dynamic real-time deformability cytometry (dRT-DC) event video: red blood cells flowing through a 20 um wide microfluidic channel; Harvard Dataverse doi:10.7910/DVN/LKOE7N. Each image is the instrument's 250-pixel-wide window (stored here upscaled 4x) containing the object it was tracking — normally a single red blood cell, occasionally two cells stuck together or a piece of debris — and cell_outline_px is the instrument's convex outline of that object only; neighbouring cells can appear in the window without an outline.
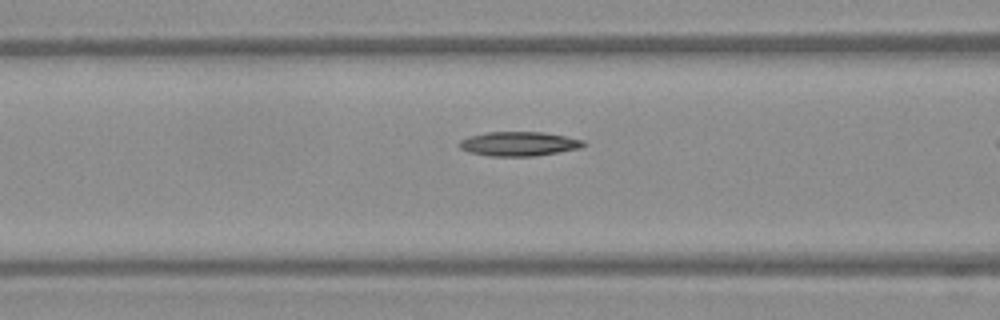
{"species": "Egyptian fruit bat (a non-hibernating species)", "species_latin": "Rousettus aegyptiacus", "temperature_condition": "warm", "stored_images_in_passage": 33, "camera_frame_rate_fps": 3000, "um_per_image_px": 0.085, "frame": {"image": 1, "passage_image": 13, "time_ms": 4.0, "image_size_px": [1000, 320], "cell_outline_px": [[584, 144], [580, 148], [536, 156], [488, 156], [468, 152], [460, 148], [460, 140], [468, 136], [488, 132], [544, 132], [584, 140]], "centroid_in_image_um": [44.07, 12.23], "position_along_channel_um": 122.5, "area_um2": 17.51}}
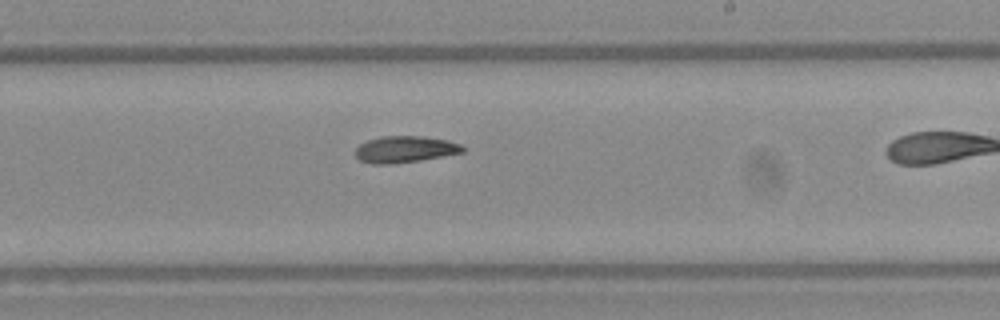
{"frame": {"image": 2, "passage_image": 23, "time_ms": 7.333, "image_size_px": [1000, 320], "cell_outline_px": [[464, 152], [420, 160], [392, 164], [372, 164], [360, 160], [352, 152], [360, 144], [368, 140], [384, 136], [424, 136], [448, 140], [460, 144], [464, 148]], "centroid_in_image_um": [34.39, 12.69], "position_along_channel_um": 254.6, "area_um2": 16.65}}
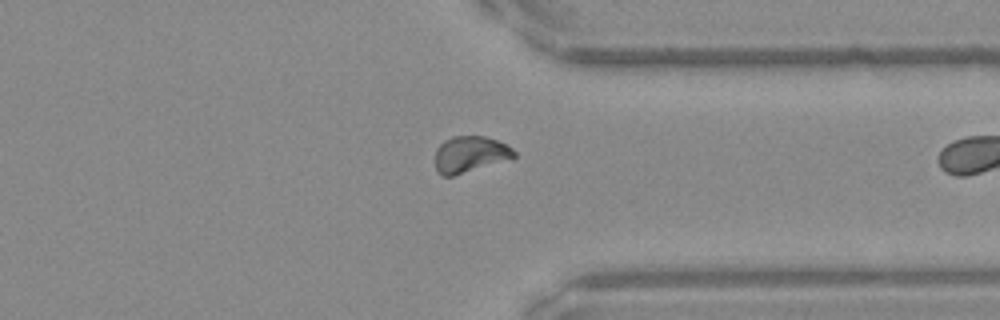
{"frame": {"image": 3, "passage_image": 32, "time_ms": 10.333, "image_size_px": [1000, 320], "cell_outline_px": [[516, 156], [512, 160], [452, 176], [440, 176], [436, 172], [436, 148], [444, 140], [452, 136], [484, 136], [496, 140], [512, 148], [516, 152]], "centroid_in_image_um": [39.97, 13.13], "position_along_channel_um": 371.4, "area_um2": 16.99}}